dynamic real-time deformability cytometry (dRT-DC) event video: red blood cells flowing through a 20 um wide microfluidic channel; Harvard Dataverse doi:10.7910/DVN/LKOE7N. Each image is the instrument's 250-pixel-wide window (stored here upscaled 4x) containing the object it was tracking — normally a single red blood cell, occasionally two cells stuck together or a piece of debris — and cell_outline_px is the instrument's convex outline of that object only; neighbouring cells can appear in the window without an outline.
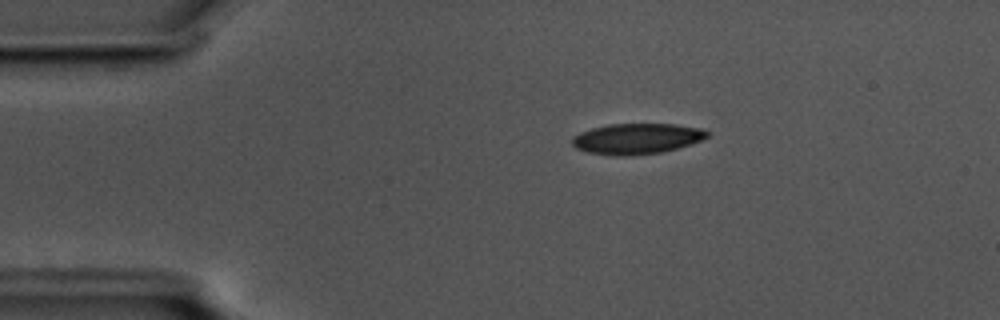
{"species": "common noctule bat (a hibernating species)", "species_latin": "Nyctalus noctula", "temperature_condition": "cold", "stored_images_in_passage": 46, "camera_frame_rate_fps": 3000, "um_per_image_px": 0.085, "animal": {"sex": "male", "body_mass_g": 17.5, "forearm_length_mm": 52.3}, "frame": {"image": 1, "passage_image": 1, "time_ms": 0.0, "image_size_px": [1000, 320], "cell_outline_px": [[708, 136], [692, 144], [660, 152], [628, 156], [612, 156], [588, 152], [576, 148], [572, 144], [572, 136], [580, 132], [592, 128], [608, 124], [676, 124], [700, 128], [708, 132]], "centroid_in_image_um": [54.09, 11.79], "position_along_channel_um": 30.9, "area_um2": 24.1}}
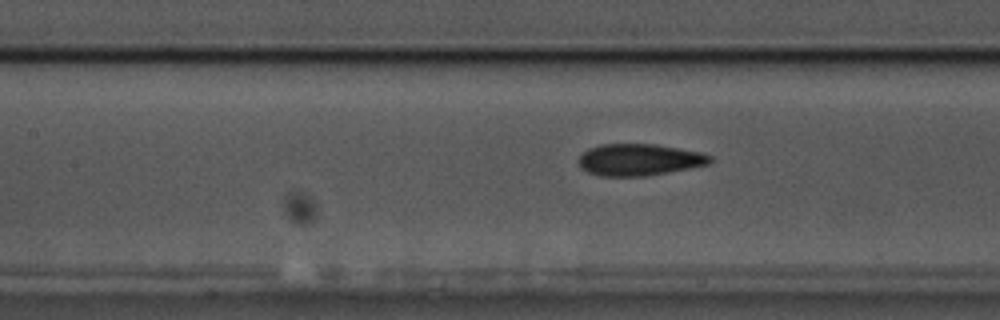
{"frame": {"image": 2, "passage_image": 15, "time_ms": 4.667, "image_size_px": [1000, 320], "cell_outline_px": [[712, 160], [708, 164], [668, 172], [644, 176], [600, 176], [588, 172], [580, 168], [580, 156], [588, 148], [600, 144], [656, 144], [700, 152], [712, 156]], "centroid_in_image_um": [54.32, 13.57], "position_along_channel_um": 153.1, "area_um2": 24.16}}
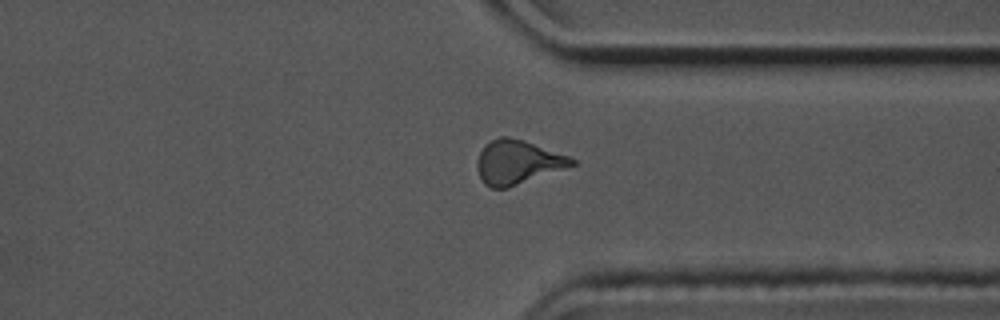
{"frame": {"image": 3, "passage_image": 33, "time_ms": 10.667, "image_size_px": [1000, 320], "cell_outline_px": [[576, 164], [508, 188], [492, 188], [484, 184], [476, 168], [476, 164], [480, 152], [484, 144], [500, 136], [508, 136], [524, 140], [568, 156], [576, 160]], "centroid_in_image_um": [43.96, 13.78], "position_along_channel_um": 367.4, "area_um2": 24.1}, "authors_computed_cell_mechanics": {"area_um2": 24.1026, "velocity_mm_per_s": 3.5854, "shape_relaxation_time_tau1_ms": 5.2437, "shape_relaxation_time_tau2_ms": 2.2955, "deformation_change_tau1": 0.1297, "deformation_change_tau2": 0.0804}}